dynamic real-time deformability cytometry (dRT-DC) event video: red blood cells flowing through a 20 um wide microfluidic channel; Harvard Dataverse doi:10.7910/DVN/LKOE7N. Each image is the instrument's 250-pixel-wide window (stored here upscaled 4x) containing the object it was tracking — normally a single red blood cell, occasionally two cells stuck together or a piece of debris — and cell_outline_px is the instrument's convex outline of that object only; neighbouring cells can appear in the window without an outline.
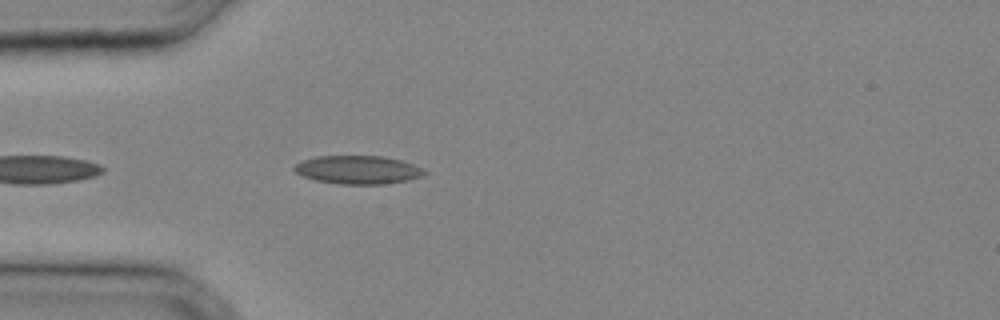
{"species": "common noctule bat (a hibernating species)", "species_latin": "Nyctalus noctula", "temperature_condition": "cold", "stored_images_in_passage": 14, "camera_frame_rate_fps": 3000, "um_per_image_px": 0.085, "animal": {"sex": "male", "body_mass_g": 20.4}, "frame": {"image": 1, "passage_image": 3, "time_ms": 0.667, "image_size_px": [1000, 320], "cell_outline_px": [[428, 172], [424, 176], [408, 180], [384, 184], [340, 184], [316, 180], [304, 176], [296, 172], [292, 168], [296, 164], [304, 160], [316, 156], [384, 156], [400, 160], [424, 168]], "centroid_in_image_um": [30.47, 14.43], "position_along_channel_um": 54.5, "area_um2": 21.5}}